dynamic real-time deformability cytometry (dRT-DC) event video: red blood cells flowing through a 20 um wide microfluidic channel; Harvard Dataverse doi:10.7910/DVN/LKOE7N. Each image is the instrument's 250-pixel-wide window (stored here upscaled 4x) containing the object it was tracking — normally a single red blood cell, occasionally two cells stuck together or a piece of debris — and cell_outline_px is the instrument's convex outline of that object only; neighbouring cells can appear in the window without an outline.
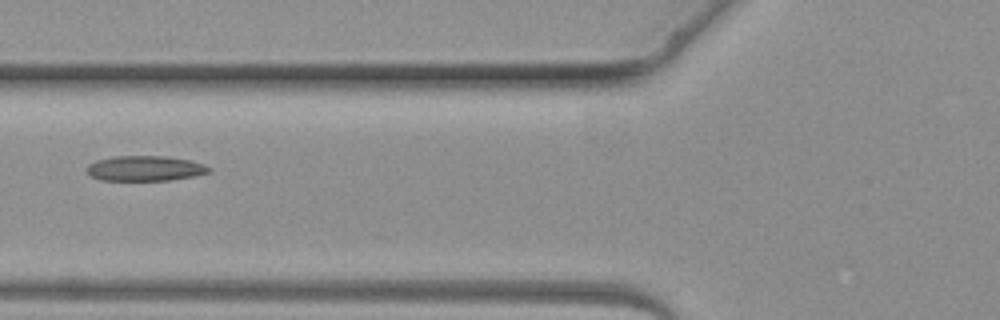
{"species": "common noctule bat (a hibernating species)", "species_latin": "Nyctalus noctula", "temperature_condition": "warm", "stored_images_in_passage": 6, "segment_of_instrument_passage": [1, 2], "camera_frame_rate_fps": 3000, "um_per_image_px": 0.085, "animal": {"sex": "female", "body_mass_g": 19.3, "forearm_length_mm": 54.1}, "frame": {"image": 1, "passage_image": 5, "time_ms": 4.667, "image_size_px": [1000, 320], "cell_outline_px": [[212, 172], [192, 176], [168, 180], [100, 180], [92, 176], [88, 172], [88, 164], [96, 160], [112, 156], [164, 156], [192, 160], [204, 164], [212, 168]], "centroid_in_image_um": [12.36, 14.3], "position_along_channel_um": 113.4, "area_um2": 17.92}}